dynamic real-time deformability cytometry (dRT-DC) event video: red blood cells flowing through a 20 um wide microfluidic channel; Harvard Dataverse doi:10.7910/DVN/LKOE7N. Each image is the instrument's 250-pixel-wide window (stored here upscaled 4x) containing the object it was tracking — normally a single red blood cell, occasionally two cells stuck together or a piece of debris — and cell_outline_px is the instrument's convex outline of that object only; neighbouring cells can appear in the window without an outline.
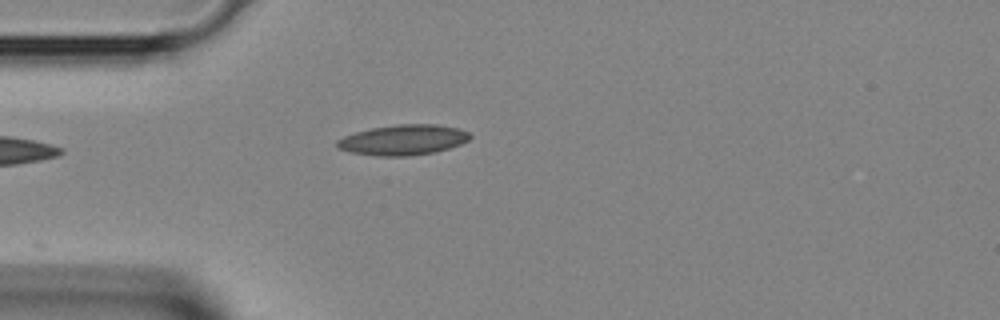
{"species": "Egyptian fruit bat (a non-hibernating species)", "species_latin": "Rousettus aegyptiacus", "temperature_condition": "room temperature", "stored_images_in_passage": 2, "camera_frame_rate_fps": 3000, "um_per_image_px": 0.085, "animal": {"sex": "female"}, "frame": {"image": 1, "passage_image": 2, "time_ms": 0.333, "image_size_px": [1000, 320], "cell_outline_px": [[472, 136], [468, 140], [460, 144], [436, 152], [408, 156], [376, 156], [352, 152], [336, 148], [336, 140], [344, 136], [356, 132], [372, 128], [400, 124], [436, 124], [456, 128], [468, 132]], "centroid_in_image_um": [34.25, 11.9], "position_along_channel_um": 50.7, "area_um2": 23.41}}